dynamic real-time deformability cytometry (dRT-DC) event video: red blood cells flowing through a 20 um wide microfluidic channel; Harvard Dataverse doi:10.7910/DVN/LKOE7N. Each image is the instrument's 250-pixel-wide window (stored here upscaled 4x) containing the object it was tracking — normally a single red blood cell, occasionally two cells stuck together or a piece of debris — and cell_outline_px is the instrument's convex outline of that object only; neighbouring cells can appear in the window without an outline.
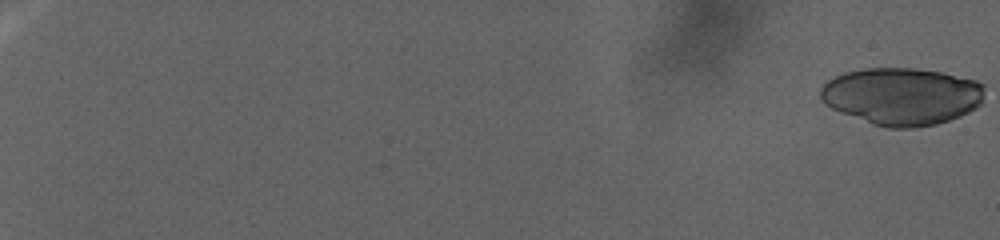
{"species": "human", "species_latin": "Homo sapiens", "temperature_condition": "warm", "stored_images_in_passage": 20, "camera_frame_rate_fps": 3000, "um_per_image_px": 0.085, "donor": {"sex": "female"}, "frame": {"image": 1, "passage_image": 1, "time_ms": 0.0, "image_size_px": [1000, 240], "cell_outline_px": [[984, 96], [980, 104], [976, 108], [960, 116], [936, 124], [912, 128], [888, 128], [872, 124], [832, 108], [824, 104], [820, 100], [820, 88], [828, 80], [844, 72], [864, 68], [916, 68], [940, 72], [976, 80], [984, 84]], "centroid_in_image_um": [76.65, 8.17], "position_along_channel_um": 8.3, "area_um2": 54.97}}